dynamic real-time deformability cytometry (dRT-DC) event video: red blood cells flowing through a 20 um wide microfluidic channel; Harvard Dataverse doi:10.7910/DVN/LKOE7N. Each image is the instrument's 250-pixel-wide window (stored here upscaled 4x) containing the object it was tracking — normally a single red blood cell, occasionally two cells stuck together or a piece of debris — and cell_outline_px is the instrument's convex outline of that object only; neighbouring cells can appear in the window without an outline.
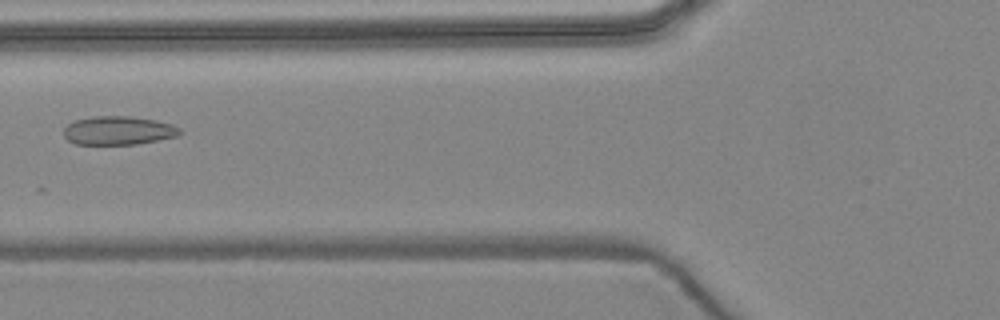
{"species": "common noctule bat (a hibernating species)", "species_latin": "Nyctalus noctula", "temperature_condition": "warm", "stored_images_in_passage": 6, "camera_frame_rate_fps": 3000, "um_per_image_px": 0.085, "animal": {"sex": "female", "body_mass_g": 24.6, "forearm_length_mm": 56.2}, "frame": {"image": 1, "passage_image": 6, "time_ms": 5.667, "image_size_px": [1000, 320], "cell_outline_px": [[180, 132], [176, 136], [136, 144], [76, 144], [68, 140], [64, 136], [64, 128], [68, 124], [76, 120], [92, 116], [128, 116], [152, 120], [172, 124], [180, 128]], "centroid_in_image_um": [10.02, 11.09], "position_along_channel_um": 115.8, "area_um2": 19.07}}